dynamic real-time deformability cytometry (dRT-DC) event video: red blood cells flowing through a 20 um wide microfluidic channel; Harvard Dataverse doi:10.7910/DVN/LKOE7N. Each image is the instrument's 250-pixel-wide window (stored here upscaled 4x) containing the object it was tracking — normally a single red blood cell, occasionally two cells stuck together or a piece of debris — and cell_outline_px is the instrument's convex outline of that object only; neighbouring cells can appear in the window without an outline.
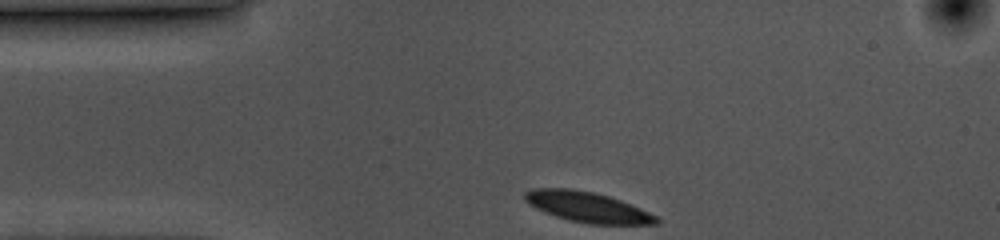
{"species": "common noctule bat (a hibernating species)", "species_latin": "Nyctalus noctula", "temperature_condition": "cold", "stored_images_in_passage": 33, "camera_frame_rate_fps": 3000, "um_per_image_px": 0.085, "animal": {"sex": "female", "body_mass_g": 10.0, "forearm_length_mm": 53.1}, "frame": {"image": 1, "passage_image": 1, "time_ms": 0.0, "image_size_px": [1000, 240], "cell_outline_px": [[660, 224], [588, 224], [568, 220], [544, 212], [528, 204], [524, 200], [524, 192], [532, 188], [572, 188], [592, 192], [608, 196], [620, 200], [640, 208], [656, 216], [660, 220]], "centroid_in_image_um": [49.9, 17.6], "position_along_channel_um": 35.1, "area_um2": 23.29}}
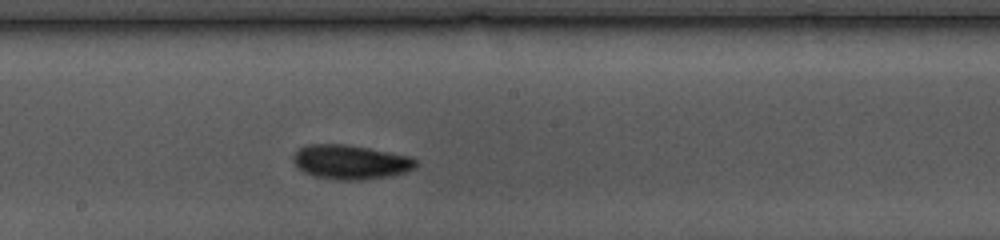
{"frame": {"image": 2, "passage_image": 19, "time_ms": 6.0, "image_size_px": [1000, 240], "cell_outline_px": [[416, 168], [408, 172], [392, 176], [360, 180], [336, 180], [316, 176], [304, 172], [292, 160], [292, 156], [296, 148], [304, 144], [344, 144], [368, 148], [412, 156], [416, 160]], "centroid_in_image_um": [29.8, 13.77], "position_along_channel_um": 218.4, "area_um2": 24.85}}
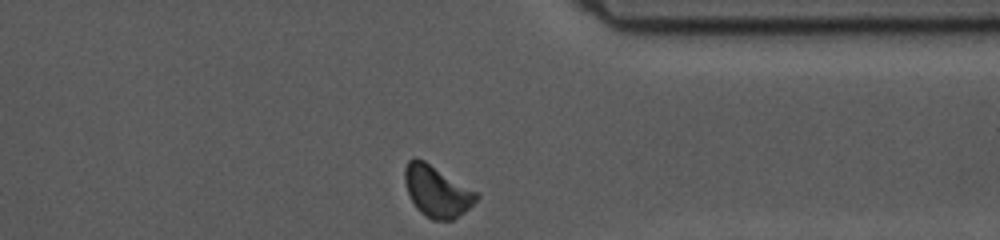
{"frame": {"image": 3, "passage_image": 33, "time_ms": 10.667, "image_size_px": [1000, 240], "cell_outline_px": [[480, 196], [464, 212], [452, 220], [432, 220], [420, 212], [416, 208], [408, 192], [404, 180], [404, 168], [408, 160], [412, 156], [416, 156], [424, 160], [476, 192]], "centroid_in_image_um": [37.09, 16.24], "position_along_channel_um": 374.3, "area_um2": 21.15}, "authors_computed_cell_mechanics": {"area_um2": 23.3512, "velocity_mm_per_s": 3.5025, "shape_relaxation_time_tau1_ms": 6.7308, "shape_relaxation_time_tau2_ms": 8.0749, "deformation_change_tau1": 0.1594, "deformation_change_tau2": 0.088}}